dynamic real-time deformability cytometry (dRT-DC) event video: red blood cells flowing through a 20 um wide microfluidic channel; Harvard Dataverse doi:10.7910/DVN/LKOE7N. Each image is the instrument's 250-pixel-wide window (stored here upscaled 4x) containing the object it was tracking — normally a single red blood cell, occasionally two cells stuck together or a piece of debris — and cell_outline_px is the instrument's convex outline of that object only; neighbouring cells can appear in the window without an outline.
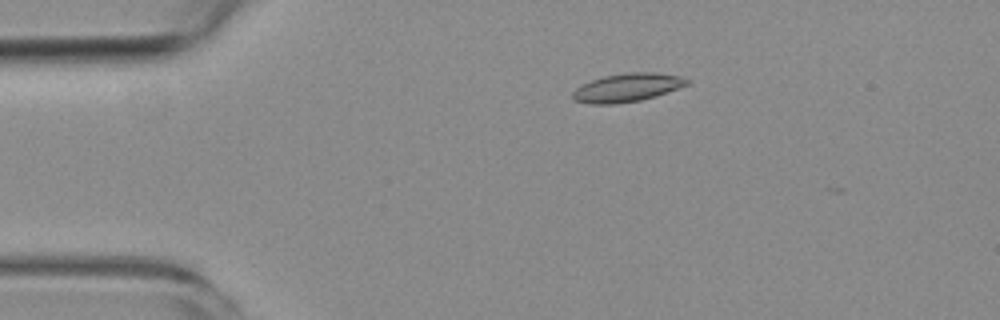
{"species": "common noctule bat (a hibernating species)", "species_latin": "Nyctalus noctula", "temperature_condition": "room temperature", "stored_images_in_passage": 1, "camera_frame_rate_fps": 3000, "um_per_image_px": 0.085, "animal": {"sex": "female", "body_mass_g": 19.3, "forearm_length_mm": 54.1}, "frame": {"image": 1, "passage_image": 1, "time_ms": 0.0, "image_size_px": [1000, 320], "cell_outline_px": [[688, 84], [656, 96], [640, 100], [612, 104], [592, 104], [572, 100], [572, 92], [576, 88], [592, 80], [604, 76], [628, 72], [656, 72], [680, 76], [688, 80]], "centroid_in_image_um": [53.29, 7.44], "position_along_channel_um": 31.7, "area_um2": 18.73}}